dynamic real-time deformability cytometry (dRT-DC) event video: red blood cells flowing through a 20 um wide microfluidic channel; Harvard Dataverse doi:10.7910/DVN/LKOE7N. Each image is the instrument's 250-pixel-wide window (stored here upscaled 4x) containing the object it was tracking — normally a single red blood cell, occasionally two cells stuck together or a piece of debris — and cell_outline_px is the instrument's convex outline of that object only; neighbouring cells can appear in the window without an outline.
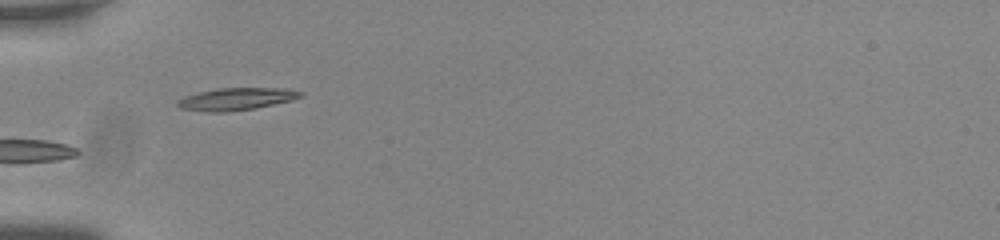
{"species": "common noctule bat (a hibernating species)", "species_latin": "Nyctalus noctula", "temperature_condition": "room temperature", "stored_images_in_passage": 30, "camera_frame_rate_fps": 3000, "um_per_image_px": 0.085, "animal": {"sex": "male", "body_mass_g": 20.0, "forearm_length_mm": 53.3}, "frame": {"image": 1, "passage_image": 1, "time_ms": 0.0, "image_size_px": [1000, 240], "cell_outline_px": [[304, 96], [292, 100], [252, 108], [224, 112], [208, 112], [180, 108], [176, 104], [176, 100], [184, 96], [216, 88], [288, 88], [304, 92]], "centroid_in_image_um": [20.09, 8.4], "position_along_channel_um": 64.9, "area_um2": 15.95}, "authors_computed_cell_mechanics": {"area_um2": 15.7794, "velocity_mm_per_s": 3.6754, "shape_relaxation_time_tau1_ms": 1.381, "shape_relaxation_time_tau2_ms": null, "deformation_change_tau1": 0.0712, "deformation_change_tau2": null}}